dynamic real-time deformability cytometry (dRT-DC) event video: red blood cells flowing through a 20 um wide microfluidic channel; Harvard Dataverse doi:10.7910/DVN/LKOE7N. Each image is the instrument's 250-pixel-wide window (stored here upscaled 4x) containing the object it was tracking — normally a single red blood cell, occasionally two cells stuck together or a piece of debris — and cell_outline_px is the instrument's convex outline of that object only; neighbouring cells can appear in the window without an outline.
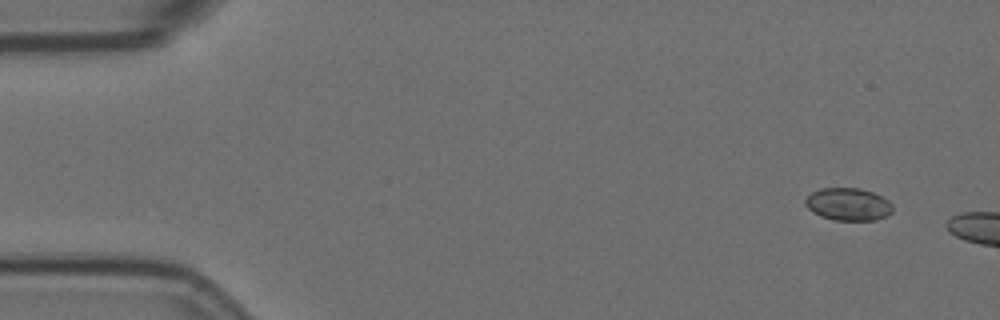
{"species": "Egyptian fruit bat (a non-hibernating species)", "species_latin": "Rousettus aegyptiacus", "temperature_condition": "room temperature", "stored_images_in_passage": 3, "camera_frame_rate_fps": 3000, "um_per_image_px": 0.085, "animal": {"sex": "female"}, "frame": {"image": 1, "passage_image": 1, "time_ms": 0.0, "image_size_px": [1000, 320], "cell_outline_px": [[892, 212], [888, 216], [876, 220], [836, 220], [820, 216], [812, 212], [804, 204], [804, 200], [812, 192], [820, 188], [860, 188], [872, 192], [888, 200], [892, 204]], "centroid_in_image_um": [72.09, 17.36], "position_along_channel_um": 12.9, "area_um2": 16.65}}